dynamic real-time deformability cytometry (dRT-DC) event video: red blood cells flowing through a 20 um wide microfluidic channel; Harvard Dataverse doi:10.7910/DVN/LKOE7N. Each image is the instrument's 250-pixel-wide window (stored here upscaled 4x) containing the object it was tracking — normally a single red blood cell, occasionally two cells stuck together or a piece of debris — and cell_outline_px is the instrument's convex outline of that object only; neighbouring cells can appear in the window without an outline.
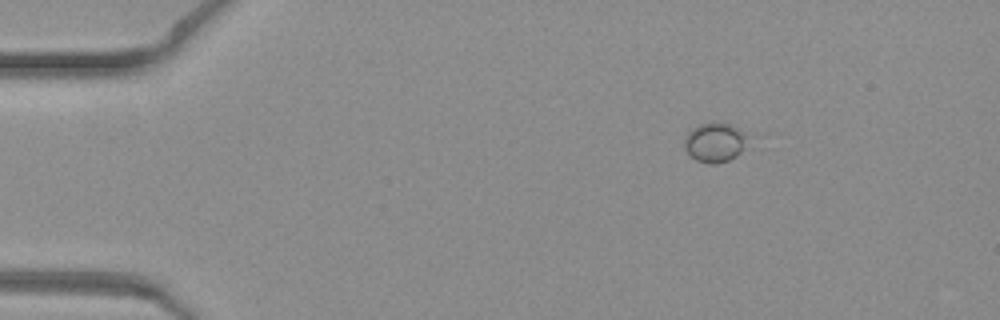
{"species": "common noctule bat (a hibernating species)", "species_latin": "Nyctalus noctula", "temperature_condition": "warm", "stored_images_in_passage": 42, "camera_frame_rate_fps": 3000, "um_per_image_px": 0.085, "animal": {"sex": "female", "body_mass_g": 19.3, "forearm_length_mm": 54.1}, "frame": {"image": 1, "passage_image": 1, "time_ms": 0.0, "image_size_px": [1000, 320], "cell_outline_px": [[748, 136], [740, 152], [736, 156], [728, 160], [716, 164], [708, 164], [696, 160], [684, 148], [684, 140], [688, 132], [692, 128], [700, 124], [712, 120], [728, 124], [736, 128]], "centroid_in_image_um": [60.72, 12.09], "position_along_channel_um": 24.3, "area_um2": 14.45}}
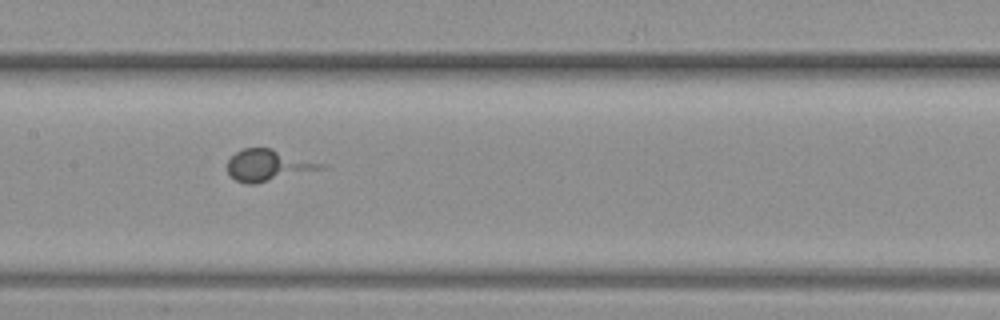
{"frame": {"image": 2, "passage_image": 18, "time_ms": 5.667, "image_size_px": [1000, 320], "cell_outline_px": [[328, 164], [324, 168], [256, 184], [248, 184], [236, 180], [228, 172], [228, 160], [236, 152], [244, 148], [272, 148]], "centroid_in_image_um": [22.82, 14.04], "position_along_channel_um": 184.6, "area_um2": 17.11}}
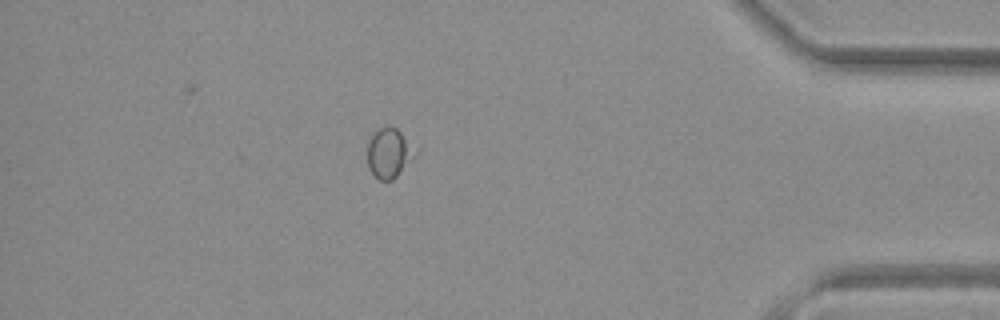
{"frame": {"image": 3, "passage_image": 36, "time_ms": 11.667, "image_size_px": [1000, 320], "cell_outline_px": [[420, 152], [392, 180], [380, 180], [368, 168], [368, 140], [380, 128], [396, 128], [420, 144]], "centroid_in_image_um": [33.2, 12.98], "position_along_channel_um": 402.0, "area_um2": 14.28}}